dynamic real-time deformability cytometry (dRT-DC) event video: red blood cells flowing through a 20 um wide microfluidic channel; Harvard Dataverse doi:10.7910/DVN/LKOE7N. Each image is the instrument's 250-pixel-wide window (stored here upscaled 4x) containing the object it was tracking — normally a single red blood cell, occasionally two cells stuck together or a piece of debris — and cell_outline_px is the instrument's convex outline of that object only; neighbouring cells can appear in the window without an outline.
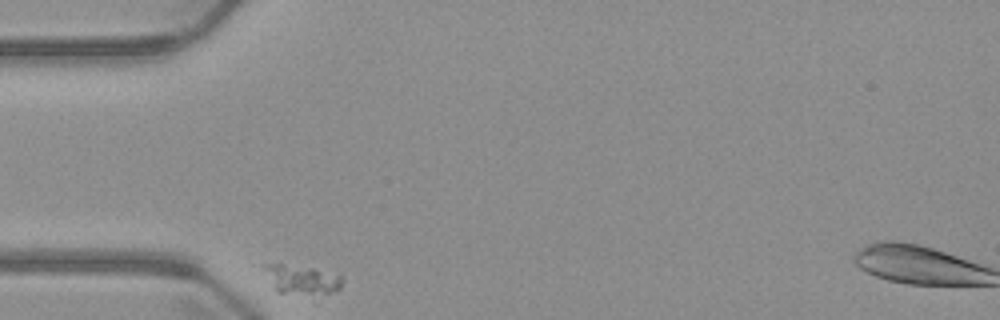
{"species": "common noctule bat (a hibernating species)", "species_latin": "Nyctalus noctula", "temperature_condition": "warm", "stored_images_in_passage": 2, "camera_frame_rate_fps": 3000, "um_per_image_px": 0.085, "animal": {"sex": "male", "body_mass_g": 23.1, "forearm_length_mm": 52.7}, "frame": {"image": 1, "passage_image": 1, "time_ms": 0.0, "image_size_px": [1000, 320], "cell_outline_px": [[344, 280], [340, 288], [332, 292], [276, 292], [260, 264], [280, 264], [312, 268], [344, 276]], "centroid_in_image_um": [25.62, 23.71], "position_along_channel_um": 59.4, "area_um2": 12.72}}